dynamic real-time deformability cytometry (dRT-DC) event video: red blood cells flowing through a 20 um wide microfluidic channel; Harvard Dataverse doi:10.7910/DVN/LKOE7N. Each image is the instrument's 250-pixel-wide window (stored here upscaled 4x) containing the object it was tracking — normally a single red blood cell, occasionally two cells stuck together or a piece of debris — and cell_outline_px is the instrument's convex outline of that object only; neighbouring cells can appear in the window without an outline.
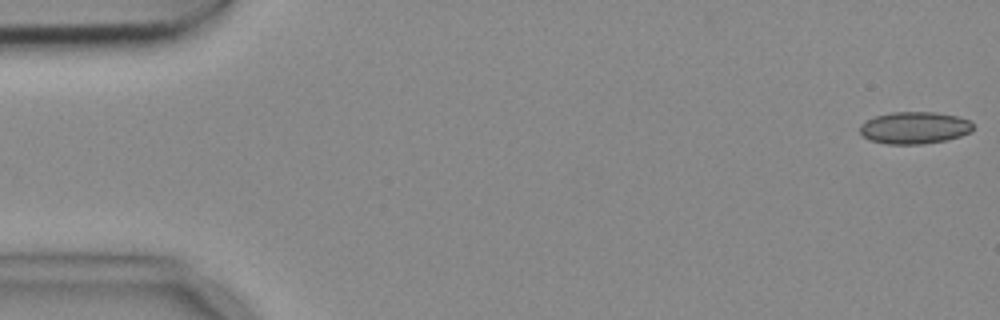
{"species": "common noctule bat (a hibernating species)", "species_latin": "Nyctalus noctula", "temperature_condition": "cold", "stored_images_in_passage": 54, "camera_frame_rate_fps": 3000, "um_per_image_px": 0.085, "animal": {"sex": "female", "body_mass_g": 18.4}, "frame": {"image": 1, "passage_image": 1, "time_ms": 0.0, "image_size_px": [1000, 320], "cell_outline_px": [[972, 132], [960, 136], [944, 140], [920, 144], [888, 144], [872, 140], [864, 136], [860, 132], [860, 124], [864, 120], [876, 116], [892, 112], [936, 112], [956, 116], [968, 120], [972, 124]], "centroid_in_image_um": [77.71, 10.85], "position_along_channel_um": 7.3, "area_um2": 20.98}}
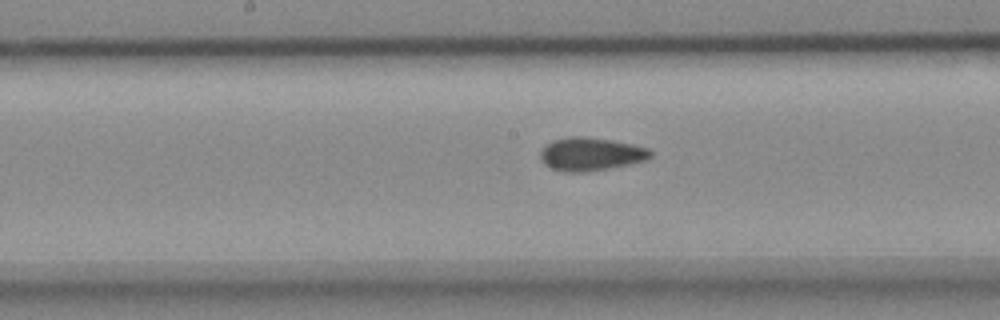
{"frame": {"image": 2, "passage_image": 27, "time_ms": 8.667, "image_size_px": [1000, 320], "cell_outline_px": [[652, 156], [648, 160], [608, 168], [584, 172], [568, 172], [552, 168], [544, 164], [540, 160], [540, 152], [552, 140], [572, 136], [580, 136], [612, 140], [632, 144], [648, 148], [652, 152]], "centroid_in_image_um": [50.23, 13.09], "position_along_channel_um": 198.0, "area_um2": 21.15}}
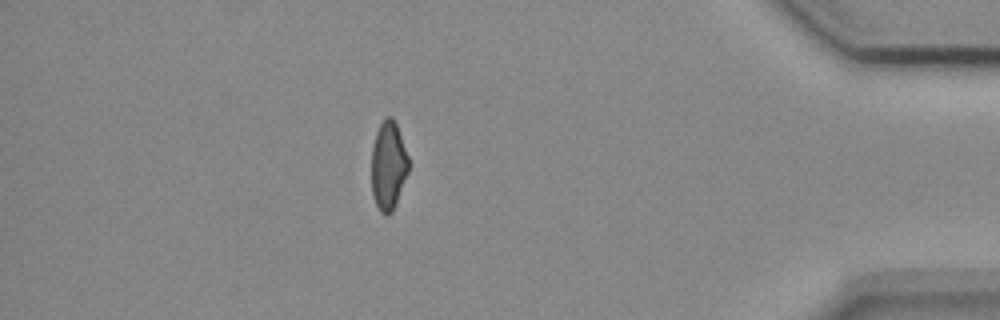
{"frame": {"image": 3, "passage_image": 47, "time_ms": 15.333, "image_size_px": [1000, 320], "cell_outline_px": [[408, 172], [396, 204], [392, 212], [388, 216], [384, 216], [380, 212], [376, 204], [372, 192], [372, 144], [376, 132], [380, 124], [388, 116], [392, 116], [396, 124], [408, 156]], "centroid_in_image_um": [33.0, 14.11], "position_along_channel_um": 402.2, "area_um2": 19.07}}